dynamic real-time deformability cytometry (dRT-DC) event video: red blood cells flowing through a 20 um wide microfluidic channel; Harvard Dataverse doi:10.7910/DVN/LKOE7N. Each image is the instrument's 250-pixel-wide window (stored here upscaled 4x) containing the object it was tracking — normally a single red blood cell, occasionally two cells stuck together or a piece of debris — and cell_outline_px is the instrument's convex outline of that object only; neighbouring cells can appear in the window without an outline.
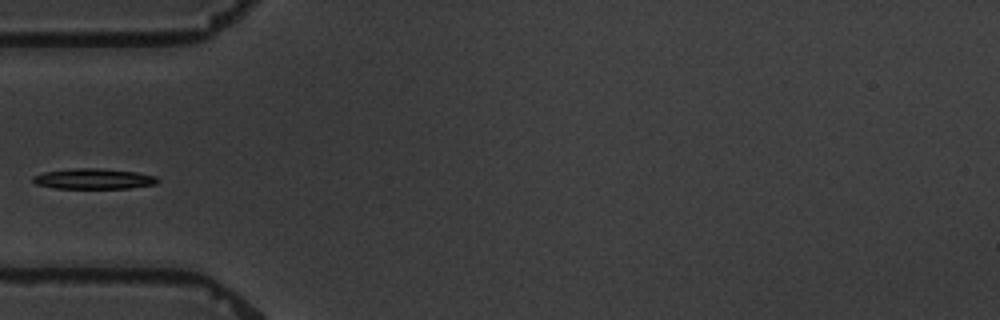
{"species": "common noctule bat (a hibernating species)", "species_latin": "Nyctalus noctula", "temperature_condition": "warm", "stored_images_in_passage": 4, "camera_frame_rate_fps": 3000, "um_per_image_px": 0.085, "animal": {"sex": "male", "body_mass_g": 19.5, "forearm_length_mm": 54.6}, "frame": {"image": 1, "passage_image": 4, "time_ms": 4.333, "image_size_px": [1000, 320], "cell_outline_px": [[160, 180], [156, 184], [128, 188], [56, 188], [36, 184], [32, 180], [32, 176], [44, 172], [72, 168], [100, 168], [136, 172], [156, 176]], "centroid_in_image_um": [7.96, 15.19], "position_along_channel_um": 77.0, "area_um2": 14.85}}